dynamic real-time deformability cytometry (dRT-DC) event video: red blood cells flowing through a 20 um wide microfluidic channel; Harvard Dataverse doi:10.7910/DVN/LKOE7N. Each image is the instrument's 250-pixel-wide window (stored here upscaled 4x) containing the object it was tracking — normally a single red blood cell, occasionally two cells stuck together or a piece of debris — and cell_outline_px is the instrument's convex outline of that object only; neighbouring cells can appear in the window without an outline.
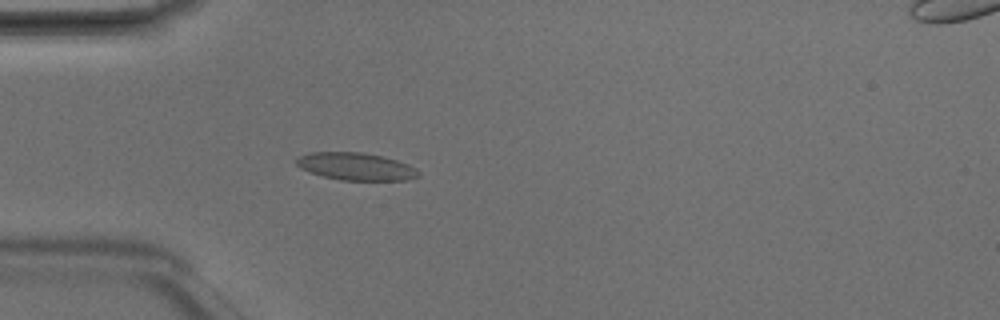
{"species": "Egyptian fruit bat (a non-hibernating species)", "species_latin": "Rousettus aegyptiacus", "temperature_condition": "room temperature", "stored_images_in_passage": 6, "camera_frame_rate_fps": 3000, "um_per_image_px": 0.085, "animal": {"sex": "male"}, "frame": {"image": 1, "passage_image": 5, "time_ms": 1.333, "image_size_px": [1000, 320], "cell_outline_px": [[420, 176], [408, 180], [340, 180], [308, 172], [300, 168], [296, 164], [296, 160], [300, 156], [312, 152], [360, 152], [380, 156], [396, 160], [408, 164], [416, 168], [420, 172]], "centroid_in_image_um": [30.27, 14.16], "position_along_channel_um": 54.7, "area_um2": 19.48}}